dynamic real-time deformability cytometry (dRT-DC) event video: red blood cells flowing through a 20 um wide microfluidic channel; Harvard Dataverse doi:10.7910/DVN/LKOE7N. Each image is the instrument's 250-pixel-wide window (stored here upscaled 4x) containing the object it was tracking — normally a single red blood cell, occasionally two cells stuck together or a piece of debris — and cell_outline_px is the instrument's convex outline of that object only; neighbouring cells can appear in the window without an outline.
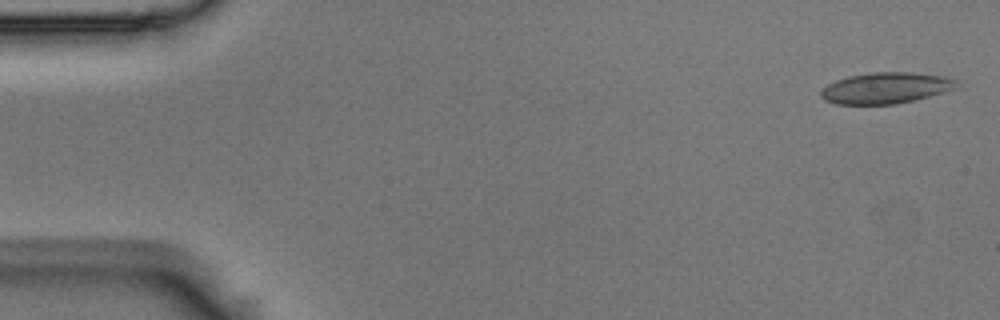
{"species": "Egyptian fruit bat (a non-hibernating species)", "species_latin": "Rousettus aegyptiacus", "temperature_condition": "room temperature", "stored_images_in_passage": 5, "camera_frame_rate_fps": 3000, "um_per_image_px": 0.085, "animal": {"sex": "male"}, "frame": {"image": 1, "passage_image": 1, "time_ms": 0.0, "image_size_px": [1000, 320], "cell_outline_px": [[956, 88], [944, 92], [896, 104], [836, 104], [824, 100], [820, 96], [820, 92], [828, 84], [836, 80], [848, 76], [872, 72], [912, 72], [948, 76], [956, 80]], "centroid_in_image_um": [75.28, 7.47], "position_along_channel_um": 9.7, "area_um2": 24.57}}
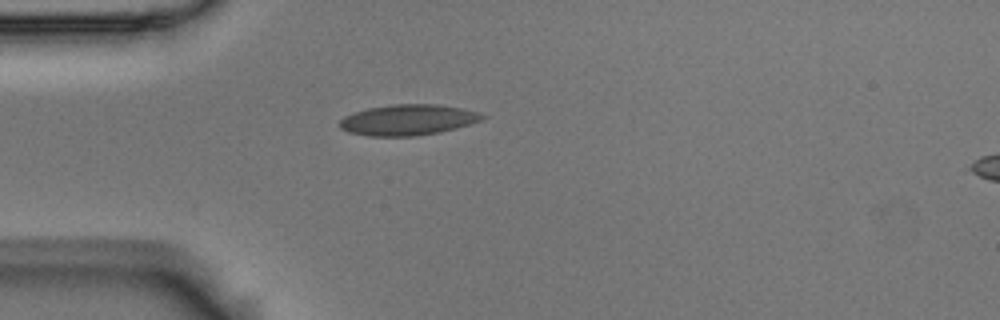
{"frame": {"image": 2, "passage_image": 4, "time_ms": 1.0, "image_size_px": [1000, 320], "cell_outline_px": [[488, 116], [484, 120], [456, 128], [440, 132], [416, 136], [368, 136], [348, 132], [340, 128], [340, 120], [344, 116], [368, 108], [392, 104], [436, 104], [464, 108]], "centroid_in_image_um": [34.71, 10.19], "position_along_channel_um": 50.3, "area_um2": 25.66}}